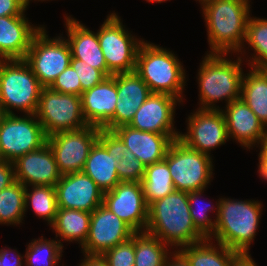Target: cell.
Returning <instances> with one entry per match:
<instances>
[{
    "label": "cell",
    "mask_w": 267,
    "mask_h": 266,
    "mask_svg": "<svg viewBox=\"0 0 267 266\" xmlns=\"http://www.w3.org/2000/svg\"><path fill=\"white\" fill-rule=\"evenodd\" d=\"M35 115L47 137L88 126L83 115L81 96L63 94L49 87L42 88Z\"/></svg>",
    "instance_id": "cell-10"
},
{
    "label": "cell",
    "mask_w": 267,
    "mask_h": 266,
    "mask_svg": "<svg viewBox=\"0 0 267 266\" xmlns=\"http://www.w3.org/2000/svg\"><path fill=\"white\" fill-rule=\"evenodd\" d=\"M145 169V165L130 150L124 153L116 167L120 182H142Z\"/></svg>",
    "instance_id": "cell-37"
},
{
    "label": "cell",
    "mask_w": 267,
    "mask_h": 266,
    "mask_svg": "<svg viewBox=\"0 0 267 266\" xmlns=\"http://www.w3.org/2000/svg\"><path fill=\"white\" fill-rule=\"evenodd\" d=\"M103 205L135 232H145L148 205L141 182H119L112 190L104 192Z\"/></svg>",
    "instance_id": "cell-15"
},
{
    "label": "cell",
    "mask_w": 267,
    "mask_h": 266,
    "mask_svg": "<svg viewBox=\"0 0 267 266\" xmlns=\"http://www.w3.org/2000/svg\"><path fill=\"white\" fill-rule=\"evenodd\" d=\"M29 206L35 215L46 221L50 227L58 210L55 186H25V211Z\"/></svg>",
    "instance_id": "cell-33"
},
{
    "label": "cell",
    "mask_w": 267,
    "mask_h": 266,
    "mask_svg": "<svg viewBox=\"0 0 267 266\" xmlns=\"http://www.w3.org/2000/svg\"><path fill=\"white\" fill-rule=\"evenodd\" d=\"M135 233L126 222L101 204L91 213L88 237L80 248L83 255H103Z\"/></svg>",
    "instance_id": "cell-14"
},
{
    "label": "cell",
    "mask_w": 267,
    "mask_h": 266,
    "mask_svg": "<svg viewBox=\"0 0 267 266\" xmlns=\"http://www.w3.org/2000/svg\"><path fill=\"white\" fill-rule=\"evenodd\" d=\"M196 110V111H195ZM186 118L187 131L179 134L186 146L211 156V151L229 141L221 110L195 109Z\"/></svg>",
    "instance_id": "cell-13"
},
{
    "label": "cell",
    "mask_w": 267,
    "mask_h": 266,
    "mask_svg": "<svg viewBox=\"0 0 267 266\" xmlns=\"http://www.w3.org/2000/svg\"><path fill=\"white\" fill-rule=\"evenodd\" d=\"M237 266H258L252 257H244Z\"/></svg>",
    "instance_id": "cell-47"
},
{
    "label": "cell",
    "mask_w": 267,
    "mask_h": 266,
    "mask_svg": "<svg viewBox=\"0 0 267 266\" xmlns=\"http://www.w3.org/2000/svg\"><path fill=\"white\" fill-rule=\"evenodd\" d=\"M117 98L116 74L84 91L81 101L87 124L102 129L114 116Z\"/></svg>",
    "instance_id": "cell-23"
},
{
    "label": "cell",
    "mask_w": 267,
    "mask_h": 266,
    "mask_svg": "<svg viewBox=\"0 0 267 266\" xmlns=\"http://www.w3.org/2000/svg\"><path fill=\"white\" fill-rule=\"evenodd\" d=\"M145 167L160 162L179 134H159L122 125L112 130Z\"/></svg>",
    "instance_id": "cell-21"
},
{
    "label": "cell",
    "mask_w": 267,
    "mask_h": 266,
    "mask_svg": "<svg viewBox=\"0 0 267 266\" xmlns=\"http://www.w3.org/2000/svg\"><path fill=\"white\" fill-rule=\"evenodd\" d=\"M164 266H191L187 259L177 250L167 257Z\"/></svg>",
    "instance_id": "cell-44"
},
{
    "label": "cell",
    "mask_w": 267,
    "mask_h": 266,
    "mask_svg": "<svg viewBox=\"0 0 267 266\" xmlns=\"http://www.w3.org/2000/svg\"><path fill=\"white\" fill-rule=\"evenodd\" d=\"M141 183L148 206L175 191L168 164L164 160L146 166Z\"/></svg>",
    "instance_id": "cell-30"
},
{
    "label": "cell",
    "mask_w": 267,
    "mask_h": 266,
    "mask_svg": "<svg viewBox=\"0 0 267 266\" xmlns=\"http://www.w3.org/2000/svg\"><path fill=\"white\" fill-rule=\"evenodd\" d=\"M28 1L31 2L33 0H28ZM34 1H39V2L41 1L42 2V1H47V0H34Z\"/></svg>",
    "instance_id": "cell-51"
},
{
    "label": "cell",
    "mask_w": 267,
    "mask_h": 266,
    "mask_svg": "<svg viewBox=\"0 0 267 266\" xmlns=\"http://www.w3.org/2000/svg\"><path fill=\"white\" fill-rule=\"evenodd\" d=\"M43 86L24 60L0 62V101L7 114L12 111L36 114Z\"/></svg>",
    "instance_id": "cell-6"
},
{
    "label": "cell",
    "mask_w": 267,
    "mask_h": 266,
    "mask_svg": "<svg viewBox=\"0 0 267 266\" xmlns=\"http://www.w3.org/2000/svg\"><path fill=\"white\" fill-rule=\"evenodd\" d=\"M218 207L215 230L210 239L236 250L243 257H252L249 250L263 211L261 201L219 197Z\"/></svg>",
    "instance_id": "cell-4"
},
{
    "label": "cell",
    "mask_w": 267,
    "mask_h": 266,
    "mask_svg": "<svg viewBox=\"0 0 267 266\" xmlns=\"http://www.w3.org/2000/svg\"><path fill=\"white\" fill-rule=\"evenodd\" d=\"M78 266H109L102 255H83Z\"/></svg>",
    "instance_id": "cell-45"
},
{
    "label": "cell",
    "mask_w": 267,
    "mask_h": 266,
    "mask_svg": "<svg viewBox=\"0 0 267 266\" xmlns=\"http://www.w3.org/2000/svg\"><path fill=\"white\" fill-rule=\"evenodd\" d=\"M259 150L258 157H267V133Z\"/></svg>",
    "instance_id": "cell-48"
},
{
    "label": "cell",
    "mask_w": 267,
    "mask_h": 266,
    "mask_svg": "<svg viewBox=\"0 0 267 266\" xmlns=\"http://www.w3.org/2000/svg\"><path fill=\"white\" fill-rule=\"evenodd\" d=\"M71 50L61 34L49 37L45 25L34 35L24 61L43 87H49L69 65Z\"/></svg>",
    "instance_id": "cell-9"
},
{
    "label": "cell",
    "mask_w": 267,
    "mask_h": 266,
    "mask_svg": "<svg viewBox=\"0 0 267 266\" xmlns=\"http://www.w3.org/2000/svg\"><path fill=\"white\" fill-rule=\"evenodd\" d=\"M63 248L57 239L34 238L25 251V266H60Z\"/></svg>",
    "instance_id": "cell-34"
},
{
    "label": "cell",
    "mask_w": 267,
    "mask_h": 266,
    "mask_svg": "<svg viewBox=\"0 0 267 266\" xmlns=\"http://www.w3.org/2000/svg\"><path fill=\"white\" fill-rule=\"evenodd\" d=\"M145 1H147V2H151V3H153V2H155V3H162V2H166V1H168V0H145Z\"/></svg>",
    "instance_id": "cell-50"
},
{
    "label": "cell",
    "mask_w": 267,
    "mask_h": 266,
    "mask_svg": "<svg viewBox=\"0 0 267 266\" xmlns=\"http://www.w3.org/2000/svg\"><path fill=\"white\" fill-rule=\"evenodd\" d=\"M25 214V186L15 181L0 191V224L20 225Z\"/></svg>",
    "instance_id": "cell-32"
},
{
    "label": "cell",
    "mask_w": 267,
    "mask_h": 266,
    "mask_svg": "<svg viewBox=\"0 0 267 266\" xmlns=\"http://www.w3.org/2000/svg\"><path fill=\"white\" fill-rule=\"evenodd\" d=\"M171 251L160 239L146 232L135 233L134 266H164Z\"/></svg>",
    "instance_id": "cell-31"
},
{
    "label": "cell",
    "mask_w": 267,
    "mask_h": 266,
    "mask_svg": "<svg viewBox=\"0 0 267 266\" xmlns=\"http://www.w3.org/2000/svg\"><path fill=\"white\" fill-rule=\"evenodd\" d=\"M135 72L152 93L172 95L183 105L187 75L183 64L172 50L143 41L137 52Z\"/></svg>",
    "instance_id": "cell-5"
},
{
    "label": "cell",
    "mask_w": 267,
    "mask_h": 266,
    "mask_svg": "<svg viewBox=\"0 0 267 266\" xmlns=\"http://www.w3.org/2000/svg\"><path fill=\"white\" fill-rule=\"evenodd\" d=\"M26 15L0 17V59L24 60L34 35L43 25H33Z\"/></svg>",
    "instance_id": "cell-22"
},
{
    "label": "cell",
    "mask_w": 267,
    "mask_h": 266,
    "mask_svg": "<svg viewBox=\"0 0 267 266\" xmlns=\"http://www.w3.org/2000/svg\"><path fill=\"white\" fill-rule=\"evenodd\" d=\"M49 88L63 94L82 95V86L79 77L71 65L58 75Z\"/></svg>",
    "instance_id": "cell-39"
},
{
    "label": "cell",
    "mask_w": 267,
    "mask_h": 266,
    "mask_svg": "<svg viewBox=\"0 0 267 266\" xmlns=\"http://www.w3.org/2000/svg\"><path fill=\"white\" fill-rule=\"evenodd\" d=\"M212 160V156L189 148L179 139L173 141L164 158L175 190L185 192L207 189L214 177Z\"/></svg>",
    "instance_id": "cell-7"
},
{
    "label": "cell",
    "mask_w": 267,
    "mask_h": 266,
    "mask_svg": "<svg viewBox=\"0 0 267 266\" xmlns=\"http://www.w3.org/2000/svg\"><path fill=\"white\" fill-rule=\"evenodd\" d=\"M15 181L13 162L0 160V191Z\"/></svg>",
    "instance_id": "cell-43"
},
{
    "label": "cell",
    "mask_w": 267,
    "mask_h": 266,
    "mask_svg": "<svg viewBox=\"0 0 267 266\" xmlns=\"http://www.w3.org/2000/svg\"><path fill=\"white\" fill-rule=\"evenodd\" d=\"M99 132L100 128L88 125L80 130L59 132L47 138L62 175L83 171Z\"/></svg>",
    "instance_id": "cell-12"
},
{
    "label": "cell",
    "mask_w": 267,
    "mask_h": 266,
    "mask_svg": "<svg viewBox=\"0 0 267 266\" xmlns=\"http://www.w3.org/2000/svg\"><path fill=\"white\" fill-rule=\"evenodd\" d=\"M220 109L227 125L229 139L235 140L241 147L252 149L261 147L267 128L240 98Z\"/></svg>",
    "instance_id": "cell-20"
},
{
    "label": "cell",
    "mask_w": 267,
    "mask_h": 266,
    "mask_svg": "<svg viewBox=\"0 0 267 266\" xmlns=\"http://www.w3.org/2000/svg\"><path fill=\"white\" fill-rule=\"evenodd\" d=\"M122 21L115 11L110 12L97 30L99 45L107 64V77L135 71L137 52L144 41L132 35Z\"/></svg>",
    "instance_id": "cell-8"
},
{
    "label": "cell",
    "mask_w": 267,
    "mask_h": 266,
    "mask_svg": "<svg viewBox=\"0 0 267 266\" xmlns=\"http://www.w3.org/2000/svg\"><path fill=\"white\" fill-rule=\"evenodd\" d=\"M205 190L188 192L189 211L192 217L195 228L205 237L211 238L215 230L216 218L218 216L219 199L214 205L207 204V206L200 205V198H202ZM197 205V206H196ZM200 207H199V206ZM199 210V212L197 211ZM213 210V211H212ZM214 212L215 216L209 217L207 213Z\"/></svg>",
    "instance_id": "cell-35"
},
{
    "label": "cell",
    "mask_w": 267,
    "mask_h": 266,
    "mask_svg": "<svg viewBox=\"0 0 267 266\" xmlns=\"http://www.w3.org/2000/svg\"><path fill=\"white\" fill-rule=\"evenodd\" d=\"M146 233L175 251L206 239L194 226L189 211L188 192L175 190L148 206Z\"/></svg>",
    "instance_id": "cell-2"
},
{
    "label": "cell",
    "mask_w": 267,
    "mask_h": 266,
    "mask_svg": "<svg viewBox=\"0 0 267 266\" xmlns=\"http://www.w3.org/2000/svg\"><path fill=\"white\" fill-rule=\"evenodd\" d=\"M119 162L116 161L114 154H109L106 148L97 140L86 159L83 172L88 175L97 186L103 191L112 190L120 179L116 167Z\"/></svg>",
    "instance_id": "cell-26"
},
{
    "label": "cell",
    "mask_w": 267,
    "mask_h": 266,
    "mask_svg": "<svg viewBox=\"0 0 267 266\" xmlns=\"http://www.w3.org/2000/svg\"><path fill=\"white\" fill-rule=\"evenodd\" d=\"M199 3L206 24L209 53L236 55L245 44L250 2L200 0Z\"/></svg>",
    "instance_id": "cell-1"
},
{
    "label": "cell",
    "mask_w": 267,
    "mask_h": 266,
    "mask_svg": "<svg viewBox=\"0 0 267 266\" xmlns=\"http://www.w3.org/2000/svg\"><path fill=\"white\" fill-rule=\"evenodd\" d=\"M6 115H7V113L4 110L2 102L0 101V122L5 118Z\"/></svg>",
    "instance_id": "cell-49"
},
{
    "label": "cell",
    "mask_w": 267,
    "mask_h": 266,
    "mask_svg": "<svg viewBox=\"0 0 267 266\" xmlns=\"http://www.w3.org/2000/svg\"><path fill=\"white\" fill-rule=\"evenodd\" d=\"M0 266H25L24 255L9 247L0 249Z\"/></svg>",
    "instance_id": "cell-42"
},
{
    "label": "cell",
    "mask_w": 267,
    "mask_h": 266,
    "mask_svg": "<svg viewBox=\"0 0 267 266\" xmlns=\"http://www.w3.org/2000/svg\"><path fill=\"white\" fill-rule=\"evenodd\" d=\"M90 220L91 213L89 212L58 208L56 218L50 228L55 232V238L62 246L67 241L79 243L82 247L88 237Z\"/></svg>",
    "instance_id": "cell-27"
},
{
    "label": "cell",
    "mask_w": 267,
    "mask_h": 266,
    "mask_svg": "<svg viewBox=\"0 0 267 266\" xmlns=\"http://www.w3.org/2000/svg\"><path fill=\"white\" fill-rule=\"evenodd\" d=\"M258 174L259 177L267 181V157H258Z\"/></svg>",
    "instance_id": "cell-46"
},
{
    "label": "cell",
    "mask_w": 267,
    "mask_h": 266,
    "mask_svg": "<svg viewBox=\"0 0 267 266\" xmlns=\"http://www.w3.org/2000/svg\"><path fill=\"white\" fill-rule=\"evenodd\" d=\"M7 114L0 122V160L14 162L47 143L46 133L35 114Z\"/></svg>",
    "instance_id": "cell-11"
},
{
    "label": "cell",
    "mask_w": 267,
    "mask_h": 266,
    "mask_svg": "<svg viewBox=\"0 0 267 266\" xmlns=\"http://www.w3.org/2000/svg\"><path fill=\"white\" fill-rule=\"evenodd\" d=\"M102 256L109 266H134L135 234L125 242L106 251Z\"/></svg>",
    "instance_id": "cell-36"
},
{
    "label": "cell",
    "mask_w": 267,
    "mask_h": 266,
    "mask_svg": "<svg viewBox=\"0 0 267 266\" xmlns=\"http://www.w3.org/2000/svg\"><path fill=\"white\" fill-rule=\"evenodd\" d=\"M229 56V58H228ZM229 53H209L198 68L199 107L202 110H220L217 102L230 104L241 98L244 70L243 57L230 59ZM243 59V60H242ZM233 60V61H232Z\"/></svg>",
    "instance_id": "cell-3"
},
{
    "label": "cell",
    "mask_w": 267,
    "mask_h": 266,
    "mask_svg": "<svg viewBox=\"0 0 267 266\" xmlns=\"http://www.w3.org/2000/svg\"><path fill=\"white\" fill-rule=\"evenodd\" d=\"M251 16L252 14L247 22L246 39L244 41L246 44L236 55L241 54L245 58L246 49L250 47L252 51L254 50V53L246 58L245 62L248 61V67L267 71V19ZM245 45L249 46L245 47Z\"/></svg>",
    "instance_id": "cell-29"
},
{
    "label": "cell",
    "mask_w": 267,
    "mask_h": 266,
    "mask_svg": "<svg viewBox=\"0 0 267 266\" xmlns=\"http://www.w3.org/2000/svg\"><path fill=\"white\" fill-rule=\"evenodd\" d=\"M68 42L73 58L85 61L107 76V64L99 45L97 32L90 30L85 24L71 16H64Z\"/></svg>",
    "instance_id": "cell-24"
},
{
    "label": "cell",
    "mask_w": 267,
    "mask_h": 266,
    "mask_svg": "<svg viewBox=\"0 0 267 266\" xmlns=\"http://www.w3.org/2000/svg\"><path fill=\"white\" fill-rule=\"evenodd\" d=\"M13 166L16 181L24 186H55L62 177L48 143L20 156Z\"/></svg>",
    "instance_id": "cell-18"
},
{
    "label": "cell",
    "mask_w": 267,
    "mask_h": 266,
    "mask_svg": "<svg viewBox=\"0 0 267 266\" xmlns=\"http://www.w3.org/2000/svg\"><path fill=\"white\" fill-rule=\"evenodd\" d=\"M29 3L28 0H0V17L25 15Z\"/></svg>",
    "instance_id": "cell-41"
},
{
    "label": "cell",
    "mask_w": 267,
    "mask_h": 266,
    "mask_svg": "<svg viewBox=\"0 0 267 266\" xmlns=\"http://www.w3.org/2000/svg\"><path fill=\"white\" fill-rule=\"evenodd\" d=\"M70 65L79 77L82 93L101 83L107 76L98 69L88 65L85 61L71 57Z\"/></svg>",
    "instance_id": "cell-38"
},
{
    "label": "cell",
    "mask_w": 267,
    "mask_h": 266,
    "mask_svg": "<svg viewBox=\"0 0 267 266\" xmlns=\"http://www.w3.org/2000/svg\"><path fill=\"white\" fill-rule=\"evenodd\" d=\"M241 99L267 128V71L250 67L242 81Z\"/></svg>",
    "instance_id": "cell-28"
},
{
    "label": "cell",
    "mask_w": 267,
    "mask_h": 266,
    "mask_svg": "<svg viewBox=\"0 0 267 266\" xmlns=\"http://www.w3.org/2000/svg\"><path fill=\"white\" fill-rule=\"evenodd\" d=\"M116 85L118 98L114 116L102 128L109 131L122 125H129L137 109L152 93L148 85L135 71L117 73Z\"/></svg>",
    "instance_id": "cell-19"
},
{
    "label": "cell",
    "mask_w": 267,
    "mask_h": 266,
    "mask_svg": "<svg viewBox=\"0 0 267 266\" xmlns=\"http://www.w3.org/2000/svg\"><path fill=\"white\" fill-rule=\"evenodd\" d=\"M98 141L106 148L109 154H114L116 156L117 162L121 161L124 157V153L129 150L113 131L100 129Z\"/></svg>",
    "instance_id": "cell-40"
},
{
    "label": "cell",
    "mask_w": 267,
    "mask_h": 266,
    "mask_svg": "<svg viewBox=\"0 0 267 266\" xmlns=\"http://www.w3.org/2000/svg\"><path fill=\"white\" fill-rule=\"evenodd\" d=\"M55 189L58 208L92 213L103 204L104 192L83 171L62 175Z\"/></svg>",
    "instance_id": "cell-17"
},
{
    "label": "cell",
    "mask_w": 267,
    "mask_h": 266,
    "mask_svg": "<svg viewBox=\"0 0 267 266\" xmlns=\"http://www.w3.org/2000/svg\"><path fill=\"white\" fill-rule=\"evenodd\" d=\"M182 102L166 93H151L137 109L129 126L136 130L159 133L180 134L174 128L176 105Z\"/></svg>",
    "instance_id": "cell-16"
},
{
    "label": "cell",
    "mask_w": 267,
    "mask_h": 266,
    "mask_svg": "<svg viewBox=\"0 0 267 266\" xmlns=\"http://www.w3.org/2000/svg\"><path fill=\"white\" fill-rule=\"evenodd\" d=\"M206 238L180 248L178 251L191 266H237L244 258L236 250Z\"/></svg>",
    "instance_id": "cell-25"
}]
</instances>
